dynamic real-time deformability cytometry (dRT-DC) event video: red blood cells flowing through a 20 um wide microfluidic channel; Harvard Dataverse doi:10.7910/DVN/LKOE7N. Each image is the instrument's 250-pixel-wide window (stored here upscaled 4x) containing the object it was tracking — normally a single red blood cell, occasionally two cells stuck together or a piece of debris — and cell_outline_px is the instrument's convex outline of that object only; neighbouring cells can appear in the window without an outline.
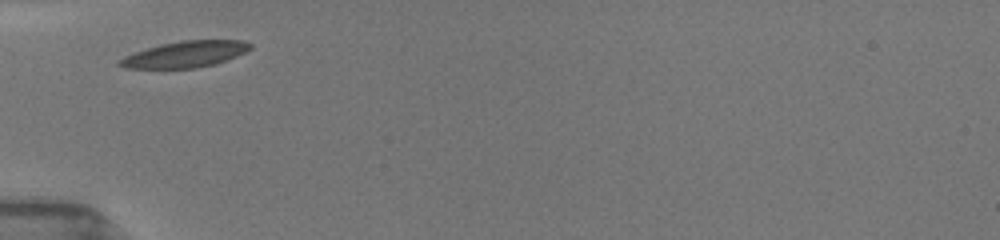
{"species": "common noctule bat (a hibernating species)", "species_latin": "Nyctalus noctula", "temperature_condition": "room temperature", "stored_images_in_passage": 9, "camera_frame_rate_fps": 3000, "um_per_image_px": 0.085, "animal": {"sex": "female", "body_mass_g": 19.5, "forearm_length_mm": 54.1}, "frame": {"image": 1, "passage_image": 1, "time_ms": 0.0, "image_size_px": [1000, 240], "cell_outline_px": [[252, 48], [236, 56], [216, 64], [196, 68], [124, 68], [116, 64], [116, 60], [124, 56], [160, 44], [180, 40], [244, 40], [252, 44]], "centroid_in_image_um": [15.73, 4.61], "position_along_channel_um": 69.3, "area_um2": 20.06}}
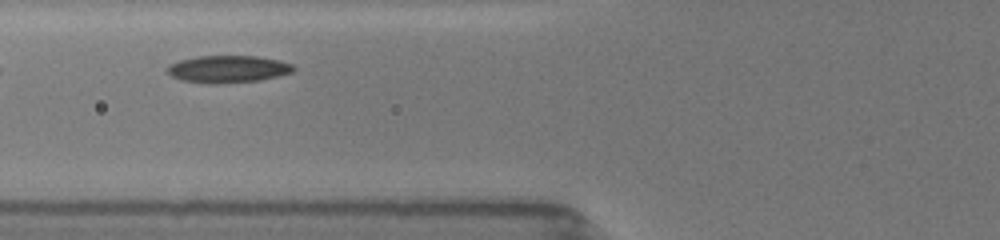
{"frame": {"image": 2, "passage_image": 3, "time_ms": 1.0, "image_size_px": [1000, 240], "cell_outline_px": [[296, 68], [292, 72], [260, 80], [212, 84], [180, 80], [172, 76], [164, 68], [168, 64], [180, 60], [196, 56], [256, 56], [280, 60], [292, 64]], "centroid_in_image_um": [19.34, 5.86], "position_along_channel_um": 106.5, "area_um2": 20.06}}